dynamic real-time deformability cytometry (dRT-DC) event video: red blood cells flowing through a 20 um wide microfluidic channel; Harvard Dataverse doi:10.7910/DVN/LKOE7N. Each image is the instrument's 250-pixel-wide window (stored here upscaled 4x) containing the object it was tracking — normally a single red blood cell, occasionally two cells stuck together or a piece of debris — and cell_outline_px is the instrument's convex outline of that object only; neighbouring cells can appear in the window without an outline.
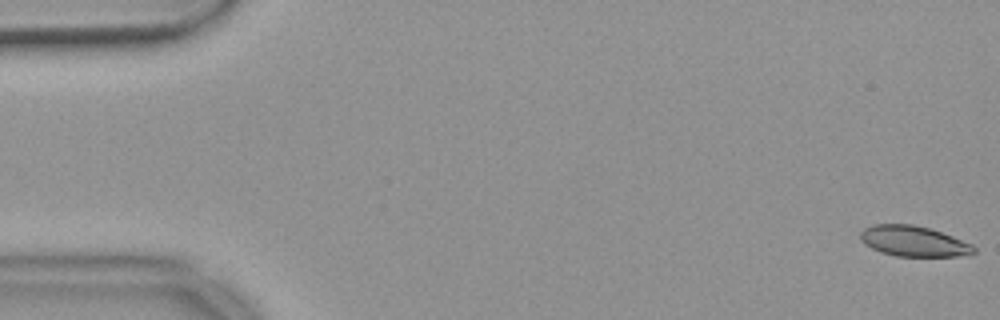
{"species": "common noctule bat (a hibernating species)", "species_latin": "Nyctalus noctula", "temperature_condition": "warm", "stored_images_in_passage": 56, "camera_frame_rate_fps": 3000, "um_per_image_px": 0.085, "animal": {"sex": "female", "body_mass_g": 18.4}, "frame": {"image": 1, "passage_image": 1, "time_ms": 0.0, "image_size_px": [1000, 320], "cell_outline_px": [[976, 252], [956, 256], [896, 256], [880, 252], [864, 244], [860, 240], [860, 232], [864, 228], [872, 224], [912, 224], [928, 228], [952, 236], [972, 244], [976, 248]], "centroid_in_image_um": [77.61, 20.5], "position_along_channel_um": 7.4, "area_um2": 20.11}}
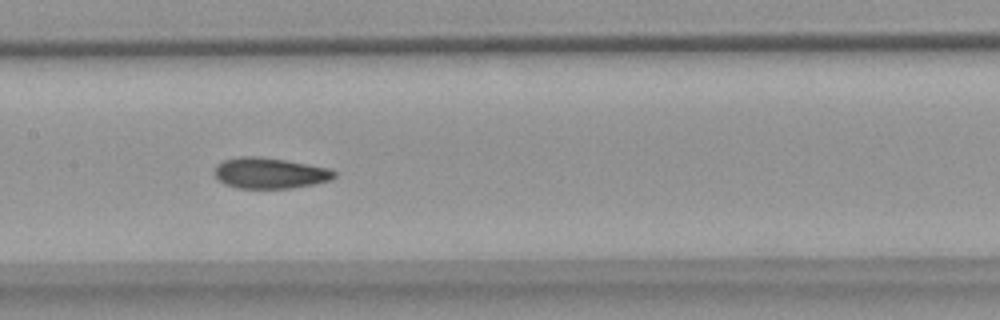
{"frame": {"image": 2, "passage_image": 27, "time_ms": 8.667, "image_size_px": [1000, 320], "cell_outline_px": [[336, 176], [332, 180], [292, 188], [236, 188], [224, 184], [212, 172], [216, 164], [224, 160], [240, 156], [260, 156], [284, 160], [328, 168], [336, 172]], "centroid_in_image_um": [22.9, 14.71], "position_along_channel_um": 184.5, "area_um2": 21.56}}
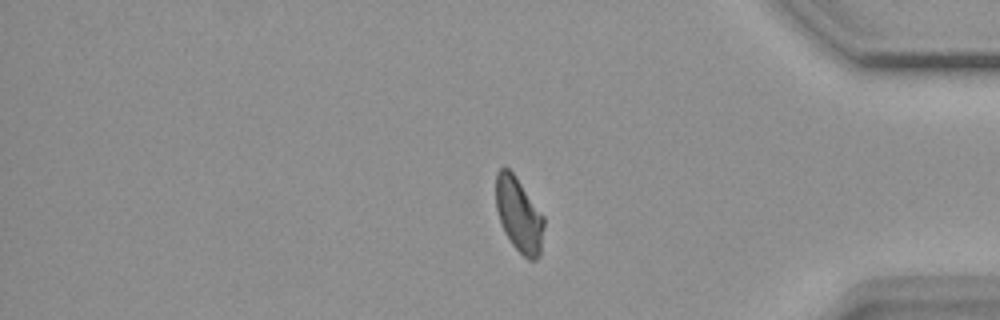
{"frame": {"image": 3, "passage_image": 46, "time_ms": 15.0, "image_size_px": [1000, 320], "cell_outline_px": [[544, 228], [540, 256], [536, 260], [528, 260], [512, 244], [504, 232], [496, 208], [496, 172], [504, 164], [516, 176], [544, 216]], "centroid_in_image_um": [44.11, 18.24], "position_along_channel_um": 391.1, "area_um2": 20.98}, "authors_computed_cell_mechanics": {"area_um2": 21.5305, "velocity_mm_per_s": 3.6653, "shape_relaxation_time_tau1_ms": 7.3945, "shape_relaxation_time_tau2_ms": 2.2887, "deformation_change_tau1": 0.155, "deformation_change_tau2": 0.084}}